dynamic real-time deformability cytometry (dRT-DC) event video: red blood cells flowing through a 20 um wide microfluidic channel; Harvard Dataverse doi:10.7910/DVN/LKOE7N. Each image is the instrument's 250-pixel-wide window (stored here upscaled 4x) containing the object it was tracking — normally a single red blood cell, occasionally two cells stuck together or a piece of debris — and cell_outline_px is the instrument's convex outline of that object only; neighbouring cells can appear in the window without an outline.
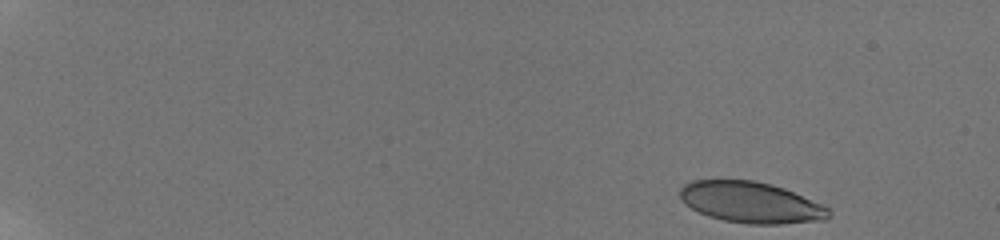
{"species": "human", "species_latin": "Homo sapiens", "temperature_condition": "room temperature", "stored_images_in_passage": 19, "camera_frame_rate_fps": 3000, "um_per_image_px": 0.085, "donor": {"sex": "male"}, "frame": {"image": 1, "passage_image": 1, "time_ms": 0.0, "image_size_px": [1000, 240], "cell_outline_px": [[832, 216], [824, 220], [780, 224], [748, 224], [724, 220], [708, 216], [684, 204], [680, 196], [680, 188], [684, 184], [692, 180], [752, 180], [772, 184], [784, 188], [820, 204], [828, 208]], "centroid_in_image_um": [63.81, 17.2], "position_along_channel_um": 21.2, "area_um2": 35.49}}
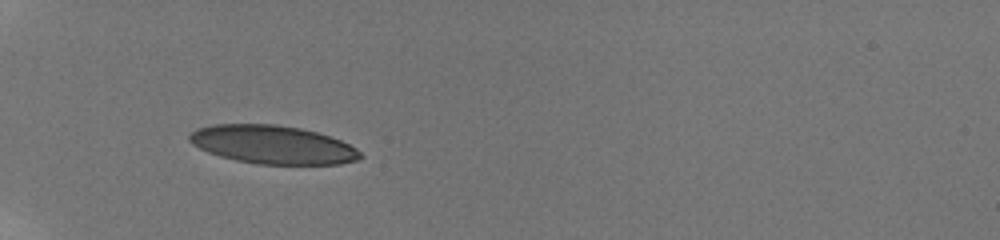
{"frame": {"image": 2, "passage_image": 11, "time_ms": 5.0, "image_size_px": [1000, 240], "cell_outline_px": [[364, 156], [356, 160], [340, 164], [256, 164], [236, 160], [220, 156], [208, 152], [192, 144], [188, 140], [188, 136], [196, 128], [212, 124], [276, 124], [300, 128], [316, 132], [340, 140], [356, 148]], "centroid_in_image_um": [23.15, 12.29], "position_along_channel_um": 61.8, "area_um2": 38.21}}
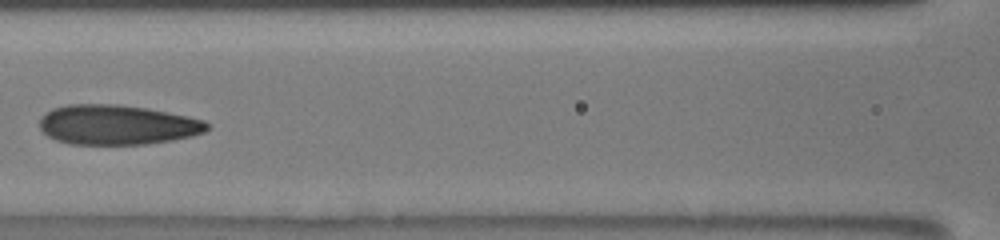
{"frame": {"image": 3, "passage_image": 16, "time_ms": 8.0, "image_size_px": [1000, 240], "cell_outline_px": [[208, 128], [204, 132], [192, 136], [172, 140], [144, 144], [68, 144], [56, 140], [48, 136], [40, 128], [40, 116], [52, 108], [68, 104], [116, 104], [148, 108], [188, 116], [204, 120], [208, 124]], "centroid_in_image_um": [9.93, 10.6], "position_along_channel_um": 156.7, "area_um2": 38.96}}